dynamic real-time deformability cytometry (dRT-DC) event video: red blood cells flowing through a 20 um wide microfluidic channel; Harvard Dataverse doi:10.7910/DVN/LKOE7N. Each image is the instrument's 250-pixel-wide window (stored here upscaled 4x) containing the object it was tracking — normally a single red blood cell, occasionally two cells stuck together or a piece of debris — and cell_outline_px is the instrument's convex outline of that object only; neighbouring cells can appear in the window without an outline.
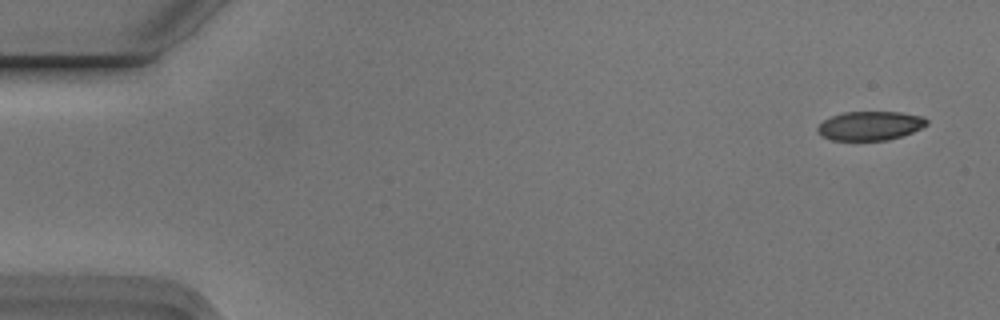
{"species": "Egyptian fruit bat (a non-hibernating species)", "species_latin": "Rousettus aegyptiacus", "temperature_condition": "cold", "stored_images_in_passage": 5, "camera_frame_rate_fps": 3000, "um_per_image_px": 0.085, "animal": {"sex": "male"}, "frame": {"image": 1, "passage_image": 1, "time_ms": 0.0, "image_size_px": [1000, 320], "cell_outline_px": [[928, 124], [912, 132], [888, 140], [832, 140], [820, 136], [816, 132], [816, 128], [824, 120], [832, 116], [844, 112], [900, 112], [924, 116], [928, 120]], "centroid_in_image_um": [73.94, 10.69], "position_along_channel_um": 11.1, "area_um2": 18.5}}
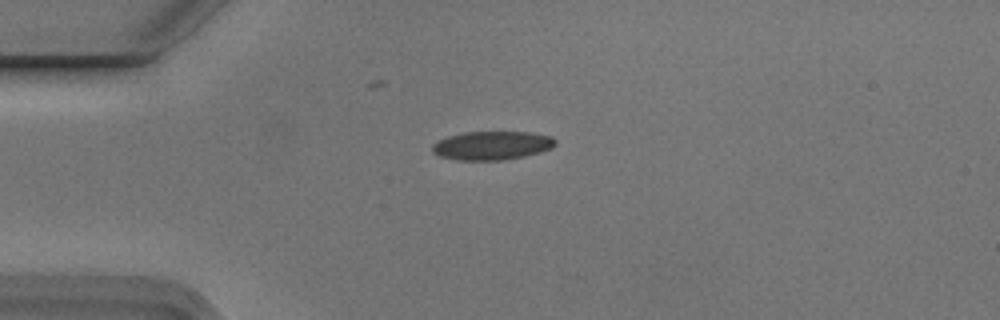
{"frame": {"image": 2, "passage_image": 4, "time_ms": 1.0, "image_size_px": [1000, 320], "cell_outline_px": [[556, 144], [552, 148], [540, 152], [524, 156], [500, 160], [460, 160], [440, 156], [432, 152], [432, 144], [448, 136], [464, 132], [528, 132], [552, 136], [556, 140]], "centroid_in_image_um": [41.83, 12.36], "position_along_channel_um": 43.2, "area_um2": 20.46}}